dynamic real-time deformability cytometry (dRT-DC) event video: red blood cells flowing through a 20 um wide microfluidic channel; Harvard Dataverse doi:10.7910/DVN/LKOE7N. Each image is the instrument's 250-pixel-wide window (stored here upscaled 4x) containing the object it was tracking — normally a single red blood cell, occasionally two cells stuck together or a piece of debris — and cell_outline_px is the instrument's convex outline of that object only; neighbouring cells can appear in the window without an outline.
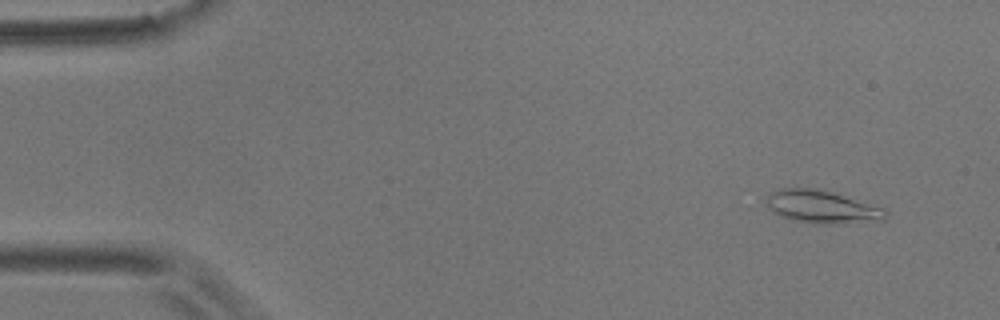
{"species": "common noctule bat (a hibernating species)", "species_latin": "Nyctalus noctula", "temperature_condition": "room temperature", "stored_images_in_passage": 5, "camera_frame_rate_fps": 3000, "um_per_image_px": 0.085, "animal": {"sex": "male", "body_mass_g": 17.9}, "frame": {"image": 1, "passage_image": 2, "time_ms": 0.333, "image_size_px": [1000, 320], "cell_outline_px": [[888, 216], [884, 220], [844, 224], [816, 224], [792, 220], [780, 216], [772, 212], [768, 208], [768, 192], [776, 188], [816, 188], [884, 208], [888, 212]], "centroid_in_image_um": [69.85, 17.6], "position_along_channel_um": 15.2, "area_um2": 22.95}}